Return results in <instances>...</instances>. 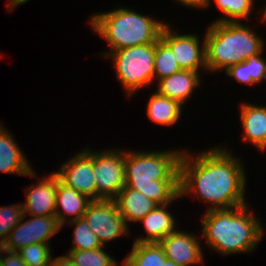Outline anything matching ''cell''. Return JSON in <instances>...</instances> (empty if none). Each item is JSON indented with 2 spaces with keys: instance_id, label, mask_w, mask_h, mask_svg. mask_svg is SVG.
<instances>
[{
  "instance_id": "obj_1",
  "label": "cell",
  "mask_w": 266,
  "mask_h": 266,
  "mask_svg": "<svg viewBox=\"0 0 266 266\" xmlns=\"http://www.w3.org/2000/svg\"><path fill=\"white\" fill-rule=\"evenodd\" d=\"M229 148L215 145L200 152L184 148L180 159L182 200L186 196H193L208 204L205 211L248 204V175L244 163Z\"/></svg>"
},
{
  "instance_id": "obj_2",
  "label": "cell",
  "mask_w": 266,
  "mask_h": 266,
  "mask_svg": "<svg viewBox=\"0 0 266 266\" xmlns=\"http://www.w3.org/2000/svg\"><path fill=\"white\" fill-rule=\"evenodd\" d=\"M173 149H125V184L158 205L180 201V159L184 149Z\"/></svg>"
},
{
  "instance_id": "obj_3",
  "label": "cell",
  "mask_w": 266,
  "mask_h": 266,
  "mask_svg": "<svg viewBox=\"0 0 266 266\" xmlns=\"http://www.w3.org/2000/svg\"><path fill=\"white\" fill-rule=\"evenodd\" d=\"M200 218L204 244L223 256L255 252L266 234L265 226L250 210L249 203L231 209L204 211Z\"/></svg>"
},
{
  "instance_id": "obj_4",
  "label": "cell",
  "mask_w": 266,
  "mask_h": 266,
  "mask_svg": "<svg viewBox=\"0 0 266 266\" xmlns=\"http://www.w3.org/2000/svg\"><path fill=\"white\" fill-rule=\"evenodd\" d=\"M153 17L117 5L113 10L93 13L88 21L90 30L103 38L109 47V51L100 53L101 57L119 49L156 43L167 22Z\"/></svg>"
},
{
  "instance_id": "obj_5",
  "label": "cell",
  "mask_w": 266,
  "mask_h": 266,
  "mask_svg": "<svg viewBox=\"0 0 266 266\" xmlns=\"http://www.w3.org/2000/svg\"><path fill=\"white\" fill-rule=\"evenodd\" d=\"M208 25L204 33L207 73L224 72L228 67L266 50L264 37L246 22L213 21Z\"/></svg>"
},
{
  "instance_id": "obj_6",
  "label": "cell",
  "mask_w": 266,
  "mask_h": 266,
  "mask_svg": "<svg viewBox=\"0 0 266 266\" xmlns=\"http://www.w3.org/2000/svg\"><path fill=\"white\" fill-rule=\"evenodd\" d=\"M155 44L119 49L105 57L112 62L116 78L128 98L142 88L148 89L154 84Z\"/></svg>"
},
{
  "instance_id": "obj_7",
  "label": "cell",
  "mask_w": 266,
  "mask_h": 266,
  "mask_svg": "<svg viewBox=\"0 0 266 266\" xmlns=\"http://www.w3.org/2000/svg\"><path fill=\"white\" fill-rule=\"evenodd\" d=\"M92 149L97 200H114L126 186L124 148Z\"/></svg>"
},
{
  "instance_id": "obj_8",
  "label": "cell",
  "mask_w": 266,
  "mask_h": 266,
  "mask_svg": "<svg viewBox=\"0 0 266 266\" xmlns=\"http://www.w3.org/2000/svg\"><path fill=\"white\" fill-rule=\"evenodd\" d=\"M179 33L167 22L160 38L171 48L181 70L196 71L201 75L204 70L207 74L205 39L197 33Z\"/></svg>"
},
{
  "instance_id": "obj_9",
  "label": "cell",
  "mask_w": 266,
  "mask_h": 266,
  "mask_svg": "<svg viewBox=\"0 0 266 266\" xmlns=\"http://www.w3.org/2000/svg\"><path fill=\"white\" fill-rule=\"evenodd\" d=\"M102 246L130 234V228L114 200H93L82 217Z\"/></svg>"
},
{
  "instance_id": "obj_10",
  "label": "cell",
  "mask_w": 266,
  "mask_h": 266,
  "mask_svg": "<svg viewBox=\"0 0 266 266\" xmlns=\"http://www.w3.org/2000/svg\"><path fill=\"white\" fill-rule=\"evenodd\" d=\"M24 214L19 223L10 231L2 248L8 251H19L30 244H50V240L62 227L55 216H30Z\"/></svg>"
},
{
  "instance_id": "obj_11",
  "label": "cell",
  "mask_w": 266,
  "mask_h": 266,
  "mask_svg": "<svg viewBox=\"0 0 266 266\" xmlns=\"http://www.w3.org/2000/svg\"><path fill=\"white\" fill-rule=\"evenodd\" d=\"M60 165L54 171L59 180L79 193L97 200V187L93 171V150L87 145Z\"/></svg>"
},
{
  "instance_id": "obj_12",
  "label": "cell",
  "mask_w": 266,
  "mask_h": 266,
  "mask_svg": "<svg viewBox=\"0 0 266 266\" xmlns=\"http://www.w3.org/2000/svg\"><path fill=\"white\" fill-rule=\"evenodd\" d=\"M179 229L177 228L159 242L167 259L181 266L203 265L205 256L202 250L203 245L199 240L201 236L198 233H189Z\"/></svg>"
},
{
  "instance_id": "obj_13",
  "label": "cell",
  "mask_w": 266,
  "mask_h": 266,
  "mask_svg": "<svg viewBox=\"0 0 266 266\" xmlns=\"http://www.w3.org/2000/svg\"><path fill=\"white\" fill-rule=\"evenodd\" d=\"M25 202H22L24 214L27 216H55L57 174L44 171V177L37 183L26 187Z\"/></svg>"
},
{
  "instance_id": "obj_14",
  "label": "cell",
  "mask_w": 266,
  "mask_h": 266,
  "mask_svg": "<svg viewBox=\"0 0 266 266\" xmlns=\"http://www.w3.org/2000/svg\"><path fill=\"white\" fill-rule=\"evenodd\" d=\"M13 137L12 132L9 131L2 122L0 123V172L8 174H17L28 176L29 178L40 177L37 176L32 163L24 152L19 148V144Z\"/></svg>"
},
{
  "instance_id": "obj_15",
  "label": "cell",
  "mask_w": 266,
  "mask_h": 266,
  "mask_svg": "<svg viewBox=\"0 0 266 266\" xmlns=\"http://www.w3.org/2000/svg\"><path fill=\"white\" fill-rule=\"evenodd\" d=\"M240 105L242 140L257 150L266 152V104L242 102Z\"/></svg>"
},
{
  "instance_id": "obj_16",
  "label": "cell",
  "mask_w": 266,
  "mask_h": 266,
  "mask_svg": "<svg viewBox=\"0 0 266 266\" xmlns=\"http://www.w3.org/2000/svg\"><path fill=\"white\" fill-rule=\"evenodd\" d=\"M173 203L157 205L144 218L137 222L143 225L146 236L134 238L133 243H159L163 238L173 233L177 227V219L169 210Z\"/></svg>"
},
{
  "instance_id": "obj_17",
  "label": "cell",
  "mask_w": 266,
  "mask_h": 266,
  "mask_svg": "<svg viewBox=\"0 0 266 266\" xmlns=\"http://www.w3.org/2000/svg\"><path fill=\"white\" fill-rule=\"evenodd\" d=\"M202 77L199 72L181 70L154 84L156 85L155 91L186 106L193 92L202 86Z\"/></svg>"
},
{
  "instance_id": "obj_18",
  "label": "cell",
  "mask_w": 266,
  "mask_h": 266,
  "mask_svg": "<svg viewBox=\"0 0 266 266\" xmlns=\"http://www.w3.org/2000/svg\"><path fill=\"white\" fill-rule=\"evenodd\" d=\"M92 201L88 196L63 184L57 176L55 217L62 228L70 221L81 219Z\"/></svg>"
},
{
  "instance_id": "obj_19",
  "label": "cell",
  "mask_w": 266,
  "mask_h": 266,
  "mask_svg": "<svg viewBox=\"0 0 266 266\" xmlns=\"http://www.w3.org/2000/svg\"><path fill=\"white\" fill-rule=\"evenodd\" d=\"M114 201L118 206L119 213L129 227L130 224H136L144 218L158 205L143 193L127 185L119 192Z\"/></svg>"
},
{
  "instance_id": "obj_20",
  "label": "cell",
  "mask_w": 266,
  "mask_h": 266,
  "mask_svg": "<svg viewBox=\"0 0 266 266\" xmlns=\"http://www.w3.org/2000/svg\"><path fill=\"white\" fill-rule=\"evenodd\" d=\"M146 106L148 120L167 128L179 123L185 109L178 101L160 95L157 91L151 93Z\"/></svg>"
},
{
  "instance_id": "obj_21",
  "label": "cell",
  "mask_w": 266,
  "mask_h": 266,
  "mask_svg": "<svg viewBox=\"0 0 266 266\" xmlns=\"http://www.w3.org/2000/svg\"><path fill=\"white\" fill-rule=\"evenodd\" d=\"M166 259L159 243H133L121 266H161Z\"/></svg>"
},
{
  "instance_id": "obj_22",
  "label": "cell",
  "mask_w": 266,
  "mask_h": 266,
  "mask_svg": "<svg viewBox=\"0 0 266 266\" xmlns=\"http://www.w3.org/2000/svg\"><path fill=\"white\" fill-rule=\"evenodd\" d=\"M255 1L257 0H208L204 10L212 7L211 4L215 3L217 9L224 16L221 15L214 22H242V20L247 21L250 19V15L256 7Z\"/></svg>"
},
{
  "instance_id": "obj_23",
  "label": "cell",
  "mask_w": 266,
  "mask_h": 266,
  "mask_svg": "<svg viewBox=\"0 0 266 266\" xmlns=\"http://www.w3.org/2000/svg\"><path fill=\"white\" fill-rule=\"evenodd\" d=\"M181 71L171 48L160 38L155 44L154 83Z\"/></svg>"
},
{
  "instance_id": "obj_24",
  "label": "cell",
  "mask_w": 266,
  "mask_h": 266,
  "mask_svg": "<svg viewBox=\"0 0 266 266\" xmlns=\"http://www.w3.org/2000/svg\"><path fill=\"white\" fill-rule=\"evenodd\" d=\"M103 246L96 250H68L66 254L78 266H120Z\"/></svg>"
},
{
  "instance_id": "obj_25",
  "label": "cell",
  "mask_w": 266,
  "mask_h": 266,
  "mask_svg": "<svg viewBox=\"0 0 266 266\" xmlns=\"http://www.w3.org/2000/svg\"><path fill=\"white\" fill-rule=\"evenodd\" d=\"M66 224L74 225L72 233L73 246L69 250H96L103 247L98 237L83 218L70 221Z\"/></svg>"
},
{
  "instance_id": "obj_26",
  "label": "cell",
  "mask_w": 266,
  "mask_h": 266,
  "mask_svg": "<svg viewBox=\"0 0 266 266\" xmlns=\"http://www.w3.org/2000/svg\"><path fill=\"white\" fill-rule=\"evenodd\" d=\"M24 215L22 203L0 206V247L8 239L10 231L20 222Z\"/></svg>"
},
{
  "instance_id": "obj_27",
  "label": "cell",
  "mask_w": 266,
  "mask_h": 266,
  "mask_svg": "<svg viewBox=\"0 0 266 266\" xmlns=\"http://www.w3.org/2000/svg\"><path fill=\"white\" fill-rule=\"evenodd\" d=\"M50 245L34 243L21 248L18 253L28 266H50L53 258Z\"/></svg>"
},
{
  "instance_id": "obj_28",
  "label": "cell",
  "mask_w": 266,
  "mask_h": 266,
  "mask_svg": "<svg viewBox=\"0 0 266 266\" xmlns=\"http://www.w3.org/2000/svg\"><path fill=\"white\" fill-rule=\"evenodd\" d=\"M225 75L228 76V78L230 77L231 79H233L234 81H236L238 84H243V85H247L252 87V86H258L251 78V76H249V72H248V61L245 60L241 63L232 65L230 67H228L225 71H224ZM252 85V86H251Z\"/></svg>"
},
{
  "instance_id": "obj_29",
  "label": "cell",
  "mask_w": 266,
  "mask_h": 266,
  "mask_svg": "<svg viewBox=\"0 0 266 266\" xmlns=\"http://www.w3.org/2000/svg\"><path fill=\"white\" fill-rule=\"evenodd\" d=\"M263 53L262 51L247 59L249 76L257 85L263 82L266 72V58Z\"/></svg>"
},
{
  "instance_id": "obj_30",
  "label": "cell",
  "mask_w": 266,
  "mask_h": 266,
  "mask_svg": "<svg viewBox=\"0 0 266 266\" xmlns=\"http://www.w3.org/2000/svg\"><path fill=\"white\" fill-rule=\"evenodd\" d=\"M1 266H28L17 251H8L1 247Z\"/></svg>"
},
{
  "instance_id": "obj_31",
  "label": "cell",
  "mask_w": 266,
  "mask_h": 266,
  "mask_svg": "<svg viewBox=\"0 0 266 266\" xmlns=\"http://www.w3.org/2000/svg\"><path fill=\"white\" fill-rule=\"evenodd\" d=\"M177 1L180 5H182L183 7L185 6L193 9H196L199 11L204 9L206 7V4L208 2V0H175Z\"/></svg>"
},
{
  "instance_id": "obj_32",
  "label": "cell",
  "mask_w": 266,
  "mask_h": 266,
  "mask_svg": "<svg viewBox=\"0 0 266 266\" xmlns=\"http://www.w3.org/2000/svg\"><path fill=\"white\" fill-rule=\"evenodd\" d=\"M50 266H78L67 254L52 258Z\"/></svg>"
},
{
  "instance_id": "obj_33",
  "label": "cell",
  "mask_w": 266,
  "mask_h": 266,
  "mask_svg": "<svg viewBox=\"0 0 266 266\" xmlns=\"http://www.w3.org/2000/svg\"><path fill=\"white\" fill-rule=\"evenodd\" d=\"M28 1L30 0H8L6 12L10 13L13 9H15L16 7L18 8L20 5H23Z\"/></svg>"
},
{
  "instance_id": "obj_34",
  "label": "cell",
  "mask_w": 266,
  "mask_h": 266,
  "mask_svg": "<svg viewBox=\"0 0 266 266\" xmlns=\"http://www.w3.org/2000/svg\"><path fill=\"white\" fill-rule=\"evenodd\" d=\"M260 8H261V9H259L257 12L260 11V12H259L260 14L258 13V15H259V17L261 16L260 19H259V20H260V24H261V23H263V22H264V23L266 22V3H265V5H263V6L260 7Z\"/></svg>"
},
{
  "instance_id": "obj_35",
  "label": "cell",
  "mask_w": 266,
  "mask_h": 266,
  "mask_svg": "<svg viewBox=\"0 0 266 266\" xmlns=\"http://www.w3.org/2000/svg\"><path fill=\"white\" fill-rule=\"evenodd\" d=\"M161 266H181V265H178L177 263L170 261L169 259H166L165 262L161 264Z\"/></svg>"
},
{
  "instance_id": "obj_36",
  "label": "cell",
  "mask_w": 266,
  "mask_h": 266,
  "mask_svg": "<svg viewBox=\"0 0 266 266\" xmlns=\"http://www.w3.org/2000/svg\"><path fill=\"white\" fill-rule=\"evenodd\" d=\"M0 266H1V247H0Z\"/></svg>"
},
{
  "instance_id": "obj_37",
  "label": "cell",
  "mask_w": 266,
  "mask_h": 266,
  "mask_svg": "<svg viewBox=\"0 0 266 266\" xmlns=\"http://www.w3.org/2000/svg\"><path fill=\"white\" fill-rule=\"evenodd\" d=\"M264 81L266 82V72H265V77H264L263 83H264Z\"/></svg>"
}]
</instances>
